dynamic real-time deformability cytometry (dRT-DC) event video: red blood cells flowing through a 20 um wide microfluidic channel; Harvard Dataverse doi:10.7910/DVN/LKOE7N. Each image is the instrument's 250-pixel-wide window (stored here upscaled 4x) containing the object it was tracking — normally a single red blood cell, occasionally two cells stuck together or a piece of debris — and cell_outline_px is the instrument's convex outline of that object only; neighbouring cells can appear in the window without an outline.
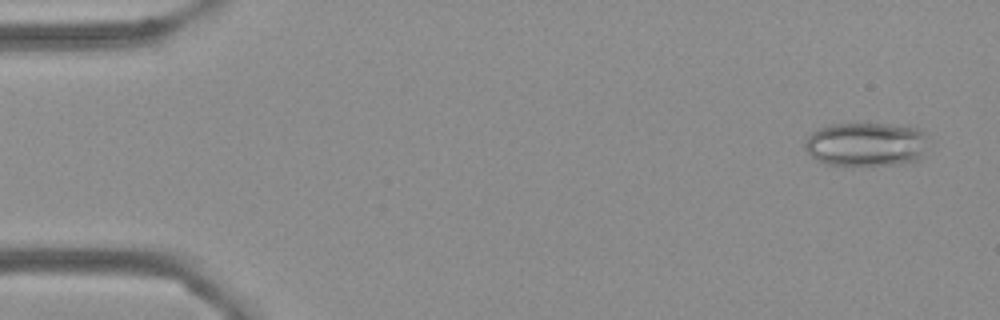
{"species": "Egyptian fruit bat (a non-hibernating species)", "species_latin": "Rousettus aegyptiacus", "temperature_condition": "cold", "stored_images_in_passage": 55, "camera_frame_rate_fps": 3000, "um_per_image_px": 0.085, "frame": {"image": 1, "passage_image": 3, "time_ms": 0.667, "image_size_px": [1000, 320], "cell_outline_px": [[924, 140], [920, 160], [904, 164], [852, 168], [824, 164], [816, 160], [804, 148], [804, 144], [808, 136], [812, 132], [828, 124], [888, 124], [920, 128], [924, 132]], "centroid_in_image_um": [73.56, 12.32], "position_along_channel_um": 11.4, "area_um2": 32.37}}
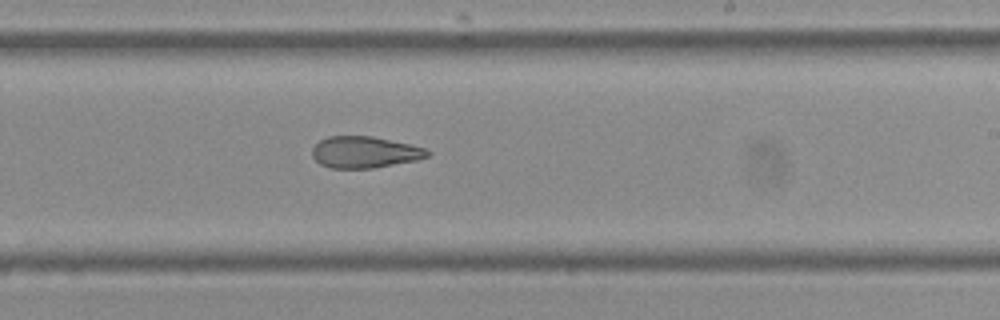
{"frame": {"image": 2, "passage_image": 33, "time_ms": 10.667, "image_size_px": [1000, 320], "cell_outline_px": [[432, 152], [428, 156], [416, 160], [372, 168], [332, 168], [320, 164], [312, 156], [312, 148], [320, 140], [328, 136], [372, 136], [428, 148]], "centroid_in_image_um": [31.01, 12.93], "position_along_channel_um": 258.0, "area_um2": 21.15}}
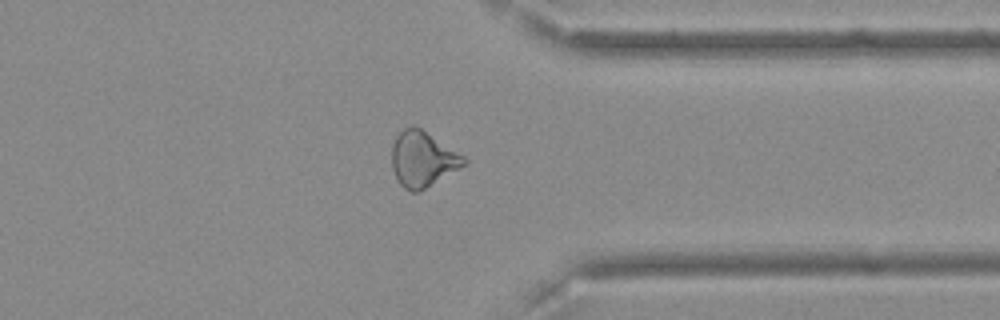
{"frame": {"image": 3, "passage_image": 43, "time_ms": 14.0, "image_size_px": [1000, 320], "cell_outline_px": [[468, 164], [420, 192], [412, 192], [404, 188], [400, 184], [392, 168], [392, 144], [396, 136], [404, 128], [416, 124], [464, 156], [468, 160]], "centroid_in_image_um": [35.95, 13.52], "position_along_channel_um": 375.5, "area_um2": 23.64}, "authors_computed_cell_mechanics": {"area_um2": 24.4494, "velocity_mm_per_s": 3.6628, "shape_relaxation_time_tau1_ms": null, "shape_relaxation_time_tau2_ms": 4.9449, "deformation_change_tau1": null, "deformation_change_tau2": 0.1394}}